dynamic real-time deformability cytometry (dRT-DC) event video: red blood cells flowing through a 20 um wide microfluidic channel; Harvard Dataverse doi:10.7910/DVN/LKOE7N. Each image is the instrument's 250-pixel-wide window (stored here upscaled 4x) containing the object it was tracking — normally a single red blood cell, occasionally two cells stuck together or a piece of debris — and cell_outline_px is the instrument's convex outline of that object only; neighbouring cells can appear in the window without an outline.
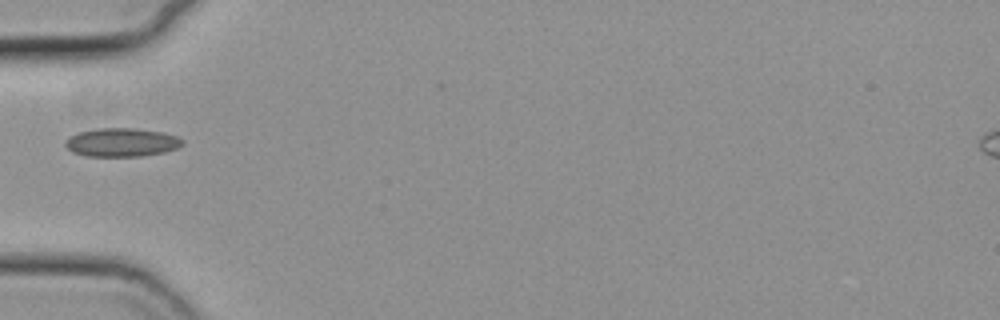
{"species": "common noctule bat (a hibernating species)", "species_latin": "Nyctalus noctula", "temperature_condition": "cold", "stored_images_in_passage": 38, "camera_frame_rate_fps": 3000, "um_per_image_px": 0.085, "animal": {"sex": "female", "body_mass_g": 19.3, "forearm_length_mm": 54.1}, "frame": {"image": 1, "passage_image": 1, "time_ms": 0.0, "image_size_px": [1000, 320], "cell_outline_px": [[184, 144], [176, 148], [164, 152], [144, 156], [88, 156], [72, 152], [64, 144], [72, 136], [80, 132], [96, 128], [136, 128], [164, 132], [176, 136], [184, 140]], "centroid_in_image_um": [10.39, 12.1], "position_along_channel_um": 74.6, "area_um2": 19.42}}
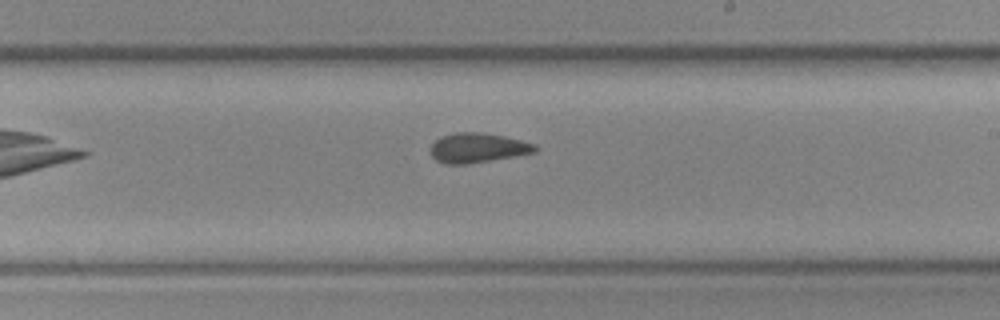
{"frame": {"image": 2, "passage_image": 15, "time_ms": 4.667, "image_size_px": [1000, 320], "cell_outline_px": [[540, 148], [536, 152], [468, 164], [448, 164], [436, 160], [432, 156], [432, 144], [440, 136], [456, 132], [480, 132], [504, 136], [536, 144]], "centroid_in_image_um": [40.63, 12.56], "position_along_channel_um": 248.4, "area_um2": 17.98}}
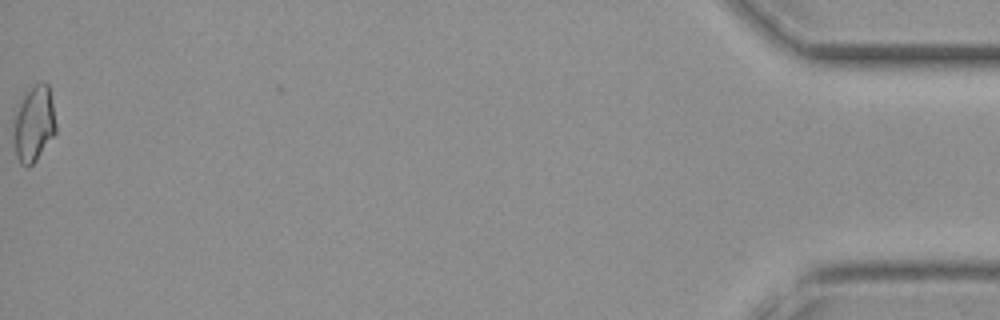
{"frame": {"image": 3, "passage_image": 38, "time_ms": 12.333, "image_size_px": [1000, 320], "cell_outline_px": [[56, 132], [36, 160], [28, 168], [20, 164], [16, 156], [12, 144], [12, 120], [20, 100], [40, 80], [48, 84], [56, 124]], "centroid_in_image_um": [2.83, 10.57], "position_along_channel_um": 432.4, "area_um2": 19.02}, "authors_computed_cell_mechanics": {"area_um2": 17.8602, "velocity_mm_per_s": 3.7154, "shape_relaxation_time_tau1_ms": 5.6564, "shape_relaxation_time_tau2_ms": 2.5417, "deformation_change_tau1": 0.1122, "deformation_change_tau2": 0.0601}}